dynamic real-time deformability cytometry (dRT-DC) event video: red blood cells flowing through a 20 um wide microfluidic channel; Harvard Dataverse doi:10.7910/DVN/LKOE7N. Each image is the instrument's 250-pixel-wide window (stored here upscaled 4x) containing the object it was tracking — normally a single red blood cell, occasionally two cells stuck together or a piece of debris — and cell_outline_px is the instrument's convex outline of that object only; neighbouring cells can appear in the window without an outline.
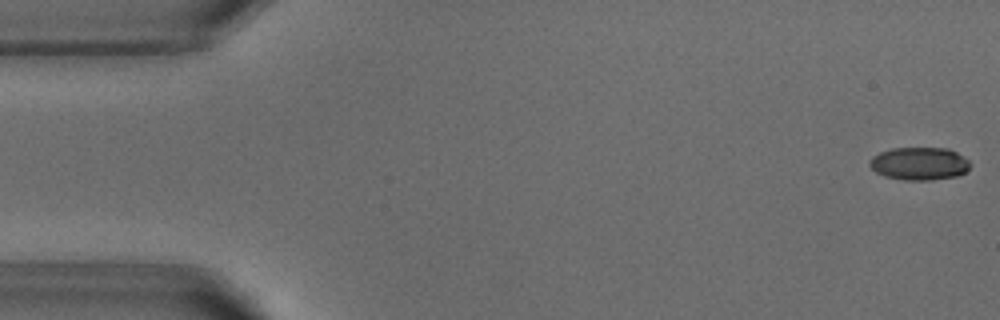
{"species": "common noctule bat (a hibernating species)", "species_latin": "Nyctalus noctula", "temperature_condition": "warm", "stored_images_in_passage": 50, "camera_frame_rate_fps": 3000, "um_per_image_px": 0.085, "animal": {"sex": "male", "body_mass_g": 18.8}, "frame": {"image": 1, "passage_image": 1, "time_ms": 0.0, "image_size_px": [1000, 320], "cell_outline_px": [[972, 164], [964, 172], [956, 176], [932, 180], [904, 180], [884, 176], [876, 172], [868, 164], [868, 160], [872, 156], [880, 152], [892, 148], [948, 148], [956, 152], [968, 160]], "centroid_in_image_um": [78.12, 13.9], "position_along_channel_um": 6.9, "area_um2": 19.31}}
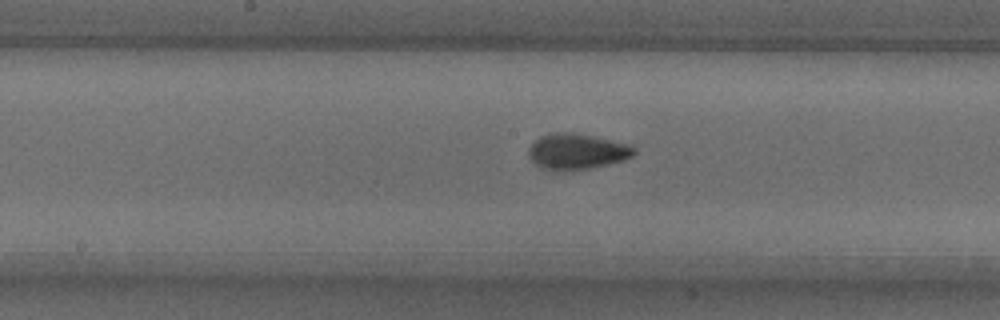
{"frame": {"image": 2, "passage_image": 26, "time_ms": 8.333, "image_size_px": [1000, 320], "cell_outline_px": [[636, 152], [632, 156], [624, 160], [588, 168], [556, 172], [544, 168], [536, 164], [528, 156], [528, 148], [540, 136], [552, 132], [572, 132], [592, 136], [624, 144], [636, 148]], "centroid_in_image_um": [48.98, 12.88], "position_along_channel_um": 199.2, "area_um2": 21.73}}
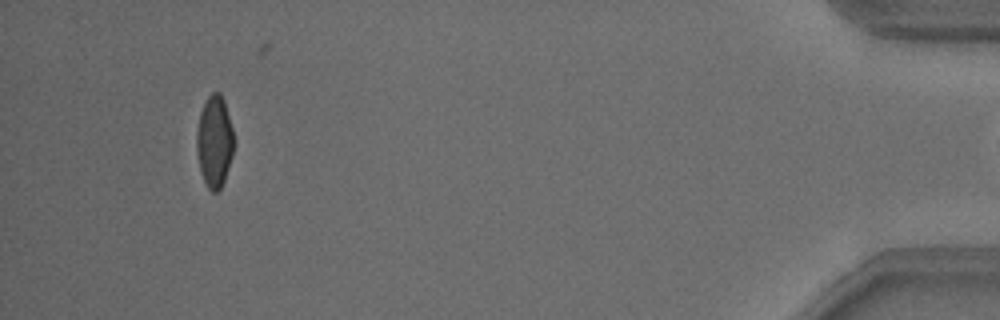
{"frame": {"image": 3, "passage_image": 49, "time_ms": 16.0, "image_size_px": [1000, 320], "cell_outline_px": [[232, 156], [224, 180], [220, 188], [216, 192], [212, 192], [208, 188], [200, 172], [196, 152], [196, 132], [200, 112], [208, 96], [212, 92], [220, 92], [224, 100], [232, 128]], "centroid_in_image_um": [18.2, 12.02], "position_along_channel_um": 417.0, "area_um2": 19.71}}